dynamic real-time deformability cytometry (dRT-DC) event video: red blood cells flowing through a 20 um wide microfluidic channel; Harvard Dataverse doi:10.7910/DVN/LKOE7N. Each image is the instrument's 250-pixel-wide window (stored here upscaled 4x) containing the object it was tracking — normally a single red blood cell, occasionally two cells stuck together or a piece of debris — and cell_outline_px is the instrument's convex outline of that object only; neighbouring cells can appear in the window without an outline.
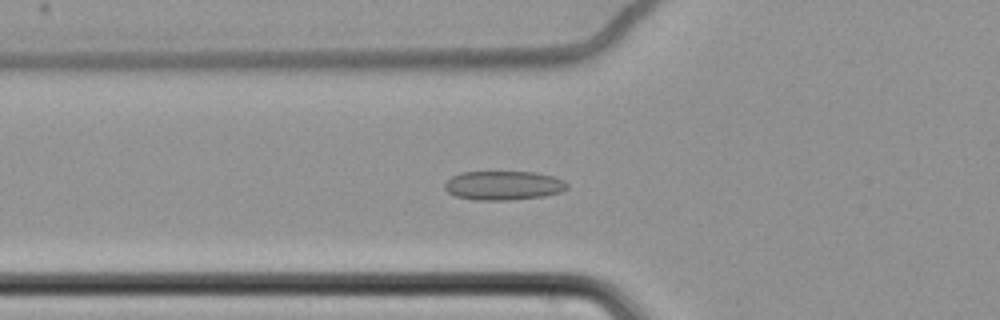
{"species": "common noctule bat (a hibernating species)", "species_latin": "Nyctalus noctula", "temperature_condition": "cold", "stored_images_in_passage": 56, "camera_frame_rate_fps": 3000, "um_per_image_px": 0.085, "animal": {"sex": "female", "body_mass_g": 22.7, "forearm_length_mm": 54.2}, "frame": {"image": 1, "passage_image": 18, "time_ms": 5.667, "image_size_px": [1000, 320], "cell_outline_px": [[568, 188], [560, 192], [544, 196], [508, 200], [476, 200], [456, 196], [448, 192], [444, 188], [444, 184], [452, 176], [460, 172], [536, 172], [552, 176], [568, 184]], "centroid_in_image_um": [42.77, 15.76], "position_along_channel_um": 83.0, "area_um2": 20.63}}
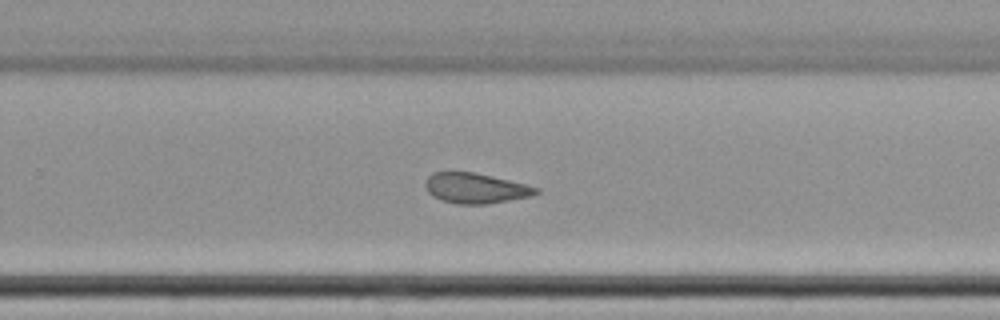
{"frame": {"image": 2, "passage_image": 36, "time_ms": 11.667, "image_size_px": [1000, 320], "cell_outline_px": [[540, 192], [532, 196], [488, 204], [456, 204], [432, 196], [428, 192], [424, 184], [424, 180], [432, 172], [476, 172], [540, 188]], "centroid_in_image_um": [40.41, 15.99], "position_along_channel_um": 289.4, "area_um2": 19.59}}
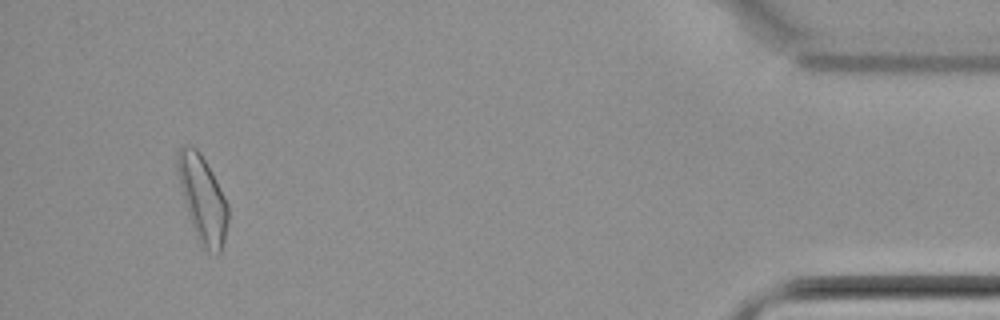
{"frame": {"image": 3, "passage_image": 53, "time_ms": 17.333, "image_size_px": [1000, 320], "cell_outline_px": [[228, 224], [224, 240], [220, 252], [216, 256], [208, 252], [200, 244], [196, 236], [184, 200], [176, 168], [176, 148], [180, 144], [184, 144], [196, 148], [200, 152], [212, 172], [228, 204]], "centroid_in_image_um": [17.21, 16.88], "position_along_channel_um": 418.0, "area_um2": 25.49}, "authors_computed_cell_mechanics": {"area_um2": 20.9525, "velocity_mm_per_s": 3.4527, "shape_relaxation_time_tau1_ms": null, "shape_relaxation_time_tau2_ms": 2.4709, "deformation_change_tau1": null, "deformation_change_tau2": 0.0844}}